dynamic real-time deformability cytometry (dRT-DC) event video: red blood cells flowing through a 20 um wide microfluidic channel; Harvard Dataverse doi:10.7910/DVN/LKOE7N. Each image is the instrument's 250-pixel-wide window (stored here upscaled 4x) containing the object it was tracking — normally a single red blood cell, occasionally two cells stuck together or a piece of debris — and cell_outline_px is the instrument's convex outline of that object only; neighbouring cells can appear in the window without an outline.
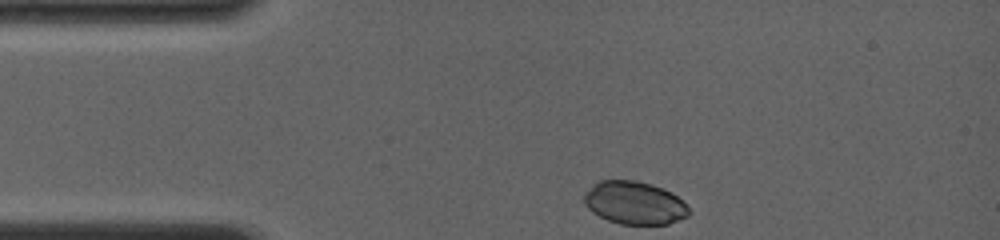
{"species": "common noctule bat (a hibernating species)", "species_latin": "Nyctalus noctula", "temperature_condition": "room temperature", "stored_images_in_passage": 9, "camera_frame_rate_fps": 4000, "um_per_image_px": 0.085, "animal": {"sex": "female", "body_mass_g": 19.0, "forearm_length_mm": 56.7}, "frame": {"image": 1, "passage_image": 1, "time_ms": 0.0, "image_size_px": [1000, 240], "cell_outline_px": [[692, 212], [688, 216], [668, 224], [620, 224], [608, 220], [592, 212], [584, 204], [584, 192], [592, 184], [600, 180], [636, 180], [652, 184], [672, 192]], "centroid_in_image_um": [53.9, 17.23], "position_along_channel_um": 31.1, "area_um2": 26.3}}
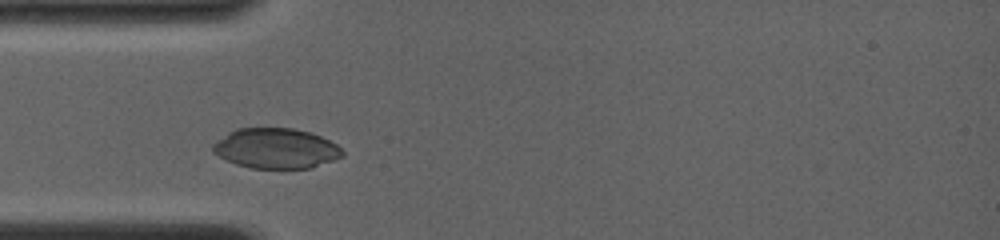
{"frame": {"image": 2, "passage_image": 8, "time_ms": 1.75, "image_size_px": [1000, 240], "cell_outline_px": [[344, 156], [312, 168], [252, 168], [236, 164], [212, 152], [212, 144], [228, 132], [236, 128], [292, 128], [312, 132], [336, 144], [344, 152]], "centroid_in_image_um": [23.46, 12.61], "position_along_channel_um": 61.5, "area_um2": 30.35}}